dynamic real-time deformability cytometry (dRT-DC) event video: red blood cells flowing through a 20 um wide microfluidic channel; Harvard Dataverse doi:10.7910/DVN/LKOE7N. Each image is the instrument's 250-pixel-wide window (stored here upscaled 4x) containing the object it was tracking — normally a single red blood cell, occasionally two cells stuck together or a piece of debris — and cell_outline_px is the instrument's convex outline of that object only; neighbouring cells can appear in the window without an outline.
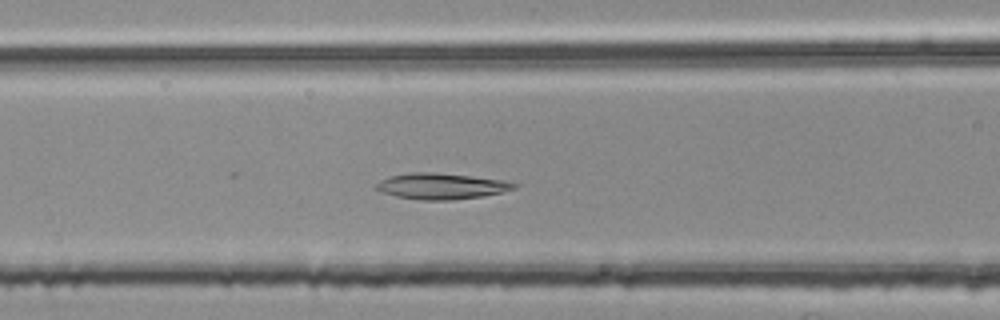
{"species": "common noctule bat (a hibernating species)", "species_latin": "Nyctalus noctula", "temperature_condition": "room temperature", "stored_images_in_passage": 47, "camera_frame_rate_fps": 3000, "um_per_image_px": 0.085, "animal": {"sex": "female", "body_mass_g": 25.1}, "frame": {"image": 1, "passage_image": 19, "time_ms": 6.0, "image_size_px": [1000, 320], "cell_outline_px": [[520, 184], [516, 188], [500, 192], [480, 196], [452, 200], [420, 200], [396, 196], [380, 192], [376, 188], [376, 184], [380, 180], [388, 176], [412, 172], [432, 172], [472, 176], [504, 180]], "centroid_in_image_um": [37.49, 15.82], "position_along_channel_um": 129.1, "area_um2": 20.87}}
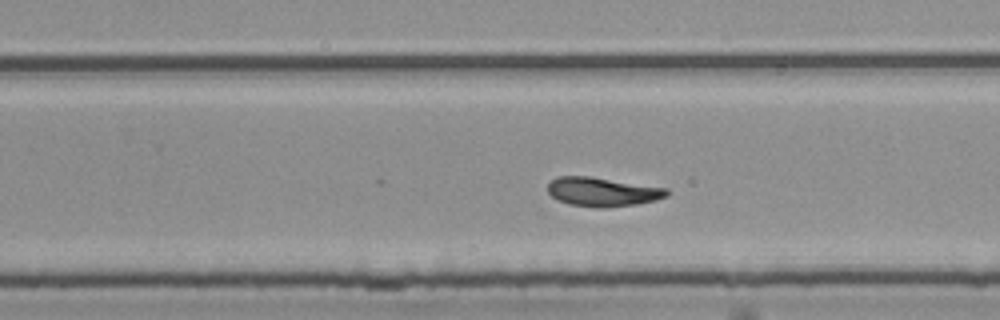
{"frame": {"image": 2, "passage_image": 31, "time_ms": 10.0, "image_size_px": [1000, 320], "cell_outline_px": [[668, 196], [656, 200], [636, 204], [608, 208], [600, 208], [568, 204], [556, 200], [548, 192], [548, 184], [556, 176], [588, 176], [668, 188]], "centroid_in_image_um": [51.2, 16.31], "position_along_channel_um": 278.6, "area_um2": 20.23}}
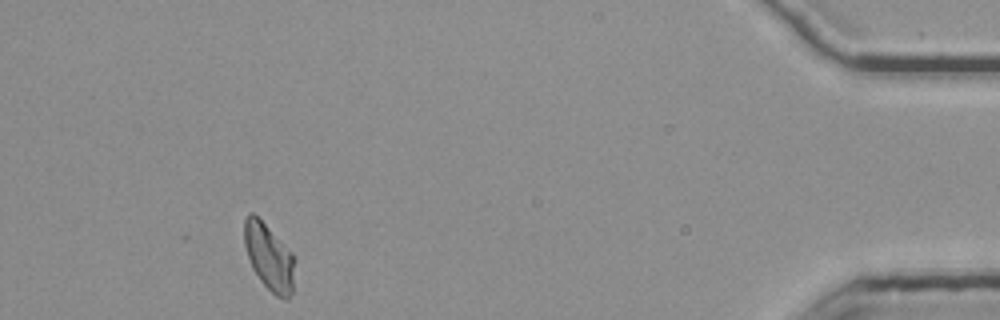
{"frame": {"image": 3, "passage_image": 47, "time_ms": 15.333, "image_size_px": [1000, 320], "cell_outline_px": [[296, 260], [292, 292], [288, 300], [284, 300], [276, 296], [260, 280], [252, 268], [244, 244], [244, 220], [248, 212], [252, 212], [292, 252]], "centroid_in_image_um": [22.89, 21.88], "position_along_channel_um": 412.3, "area_um2": 19.54}, "authors_computed_cell_mechanics": {"area_um2": 20.3456, "velocity_mm_per_s": 3.7461, "shape_relaxation_time_tau1_ms": 10.4535, "shape_relaxation_time_tau2_ms": 6.1199, "deformation_change_tau1": 0.2316, "deformation_change_tau2": 0.1304}}